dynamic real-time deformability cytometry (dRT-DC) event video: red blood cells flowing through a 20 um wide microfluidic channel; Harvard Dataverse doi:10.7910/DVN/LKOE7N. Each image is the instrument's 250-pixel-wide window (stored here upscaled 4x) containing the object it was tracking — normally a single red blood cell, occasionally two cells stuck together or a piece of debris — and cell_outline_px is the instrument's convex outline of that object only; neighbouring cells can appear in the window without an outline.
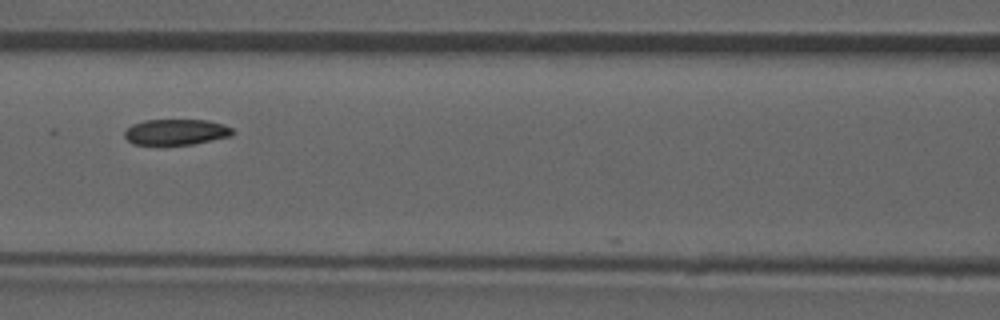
{"species": "common noctule bat (a hibernating species)", "species_latin": "Nyctalus noctula", "temperature_condition": "room temperature", "stored_images_in_passage": 52, "camera_frame_rate_fps": 3000, "um_per_image_px": 0.085, "animal": {"sex": "male", "forearm_length_mm": 52.5}, "frame": {"image": 1, "passage_image": 23, "time_ms": 7.333, "image_size_px": [1000, 320], "cell_outline_px": [[232, 136], [192, 144], [132, 144], [124, 136], [124, 132], [132, 124], [144, 120], [208, 120], [224, 124], [232, 128]], "centroid_in_image_um": [14.96, 11.21], "position_along_channel_um": 151.6, "area_um2": 16.13}, "authors_computed_cell_mechanics": {"area_um2": 17.9469, "velocity_mm_per_s": 3.8958, "shape_relaxation_time_tau1_ms": 5.077, "shape_relaxation_time_tau2_ms": 3.7799, "deformation_change_tau1": 0.1131, "deformation_change_tau2": 0.0841}}